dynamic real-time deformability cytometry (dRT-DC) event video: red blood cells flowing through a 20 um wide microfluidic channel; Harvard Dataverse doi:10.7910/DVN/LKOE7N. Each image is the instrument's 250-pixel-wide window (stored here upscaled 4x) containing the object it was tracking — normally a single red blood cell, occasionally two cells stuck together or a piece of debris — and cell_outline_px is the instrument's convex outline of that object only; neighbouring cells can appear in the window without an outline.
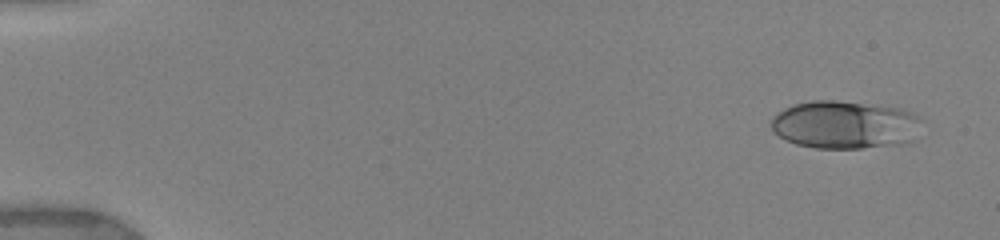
{"species": "human", "species_latin": "Homo sapiens", "temperature_condition": "warm", "stored_images_in_passage": 14, "camera_frame_rate_fps": 3000, "um_per_image_px": 0.085, "donor": {"sex": "female"}, "frame": {"image": 1, "passage_image": 1, "time_ms": 0.0, "image_size_px": [1000, 240], "cell_outline_px": [[916, 120], [912, 140], [900, 144], [860, 148], [816, 148], [796, 144], [780, 136], [772, 128], [772, 116], [784, 108], [796, 104], [812, 100], [836, 100], [900, 108], [912, 112], [916, 116]], "centroid_in_image_um": [71.73, 10.59], "position_along_channel_um": 13.3, "area_um2": 41.27}}
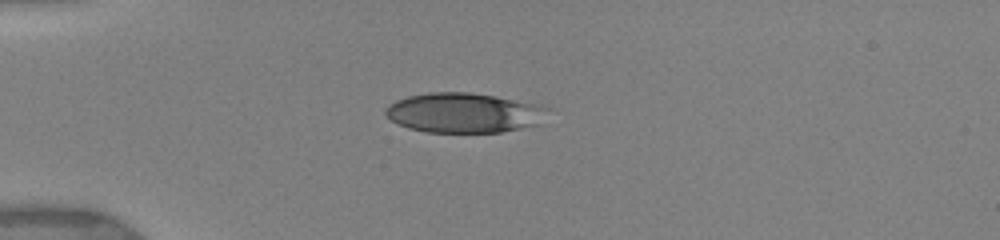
{"frame": {"image": 2, "passage_image": 10, "time_ms": 3.667, "image_size_px": [1000, 240], "cell_outline_px": [[552, 108], [548, 124], [500, 132], [428, 132], [408, 128], [392, 120], [384, 112], [384, 108], [388, 104], [396, 100], [408, 96], [428, 92], [472, 92], [544, 104]], "centroid_in_image_um": [39.62, 9.58], "position_along_channel_um": 45.4, "area_um2": 38.84}}